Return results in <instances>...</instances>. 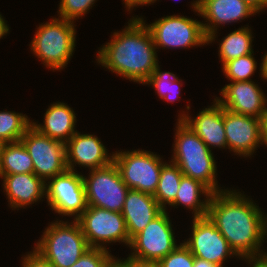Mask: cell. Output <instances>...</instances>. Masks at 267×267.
<instances>
[{
  "label": "cell",
  "mask_w": 267,
  "mask_h": 267,
  "mask_svg": "<svg viewBox=\"0 0 267 267\" xmlns=\"http://www.w3.org/2000/svg\"><path fill=\"white\" fill-rule=\"evenodd\" d=\"M163 164L154 198L165 210L166 204L170 205L176 198L183 173L173 162Z\"/></svg>",
  "instance_id": "cell-25"
},
{
  "label": "cell",
  "mask_w": 267,
  "mask_h": 267,
  "mask_svg": "<svg viewBox=\"0 0 267 267\" xmlns=\"http://www.w3.org/2000/svg\"><path fill=\"white\" fill-rule=\"evenodd\" d=\"M29 119L21 113L0 111V138L7 143L20 141L32 125Z\"/></svg>",
  "instance_id": "cell-26"
},
{
  "label": "cell",
  "mask_w": 267,
  "mask_h": 267,
  "mask_svg": "<svg viewBox=\"0 0 267 267\" xmlns=\"http://www.w3.org/2000/svg\"><path fill=\"white\" fill-rule=\"evenodd\" d=\"M250 5L257 13L267 7V0H243Z\"/></svg>",
  "instance_id": "cell-36"
},
{
  "label": "cell",
  "mask_w": 267,
  "mask_h": 267,
  "mask_svg": "<svg viewBox=\"0 0 267 267\" xmlns=\"http://www.w3.org/2000/svg\"><path fill=\"white\" fill-rule=\"evenodd\" d=\"M67 223H51L34 247L53 267H71L91 248L78 221Z\"/></svg>",
  "instance_id": "cell-4"
},
{
  "label": "cell",
  "mask_w": 267,
  "mask_h": 267,
  "mask_svg": "<svg viewBox=\"0 0 267 267\" xmlns=\"http://www.w3.org/2000/svg\"><path fill=\"white\" fill-rule=\"evenodd\" d=\"M262 64L260 66V71H261V77L264 78L265 80H267V53L264 55L263 59H262Z\"/></svg>",
  "instance_id": "cell-41"
},
{
  "label": "cell",
  "mask_w": 267,
  "mask_h": 267,
  "mask_svg": "<svg viewBox=\"0 0 267 267\" xmlns=\"http://www.w3.org/2000/svg\"><path fill=\"white\" fill-rule=\"evenodd\" d=\"M193 262L194 256L191 251L183 243H180L157 263V267H193Z\"/></svg>",
  "instance_id": "cell-30"
},
{
  "label": "cell",
  "mask_w": 267,
  "mask_h": 267,
  "mask_svg": "<svg viewBox=\"0 0 267 267\" xmlns=\"http://www.w3.org/2000/svg\"><path fill=\"white\" fill-rule=\"evenodd\" d=\"M258 207L236 190L213 193L209 200L207 216L238 257L243 259L264 252L260 248L266 239L265 215Z\"/></svg>",
  "instance_id": "cell-1"
},
{
  "label": "cell",
  "mask_w": 267,
  "mask_h": 267,
  "mask_svg": "<svg viewBox=\"0 0 267 267\" xmlns=\"http://www.w3.org/2000/svg\"><path fill=\"white\" fill-rule=\"evenodd\" d=\"M111 39L98 51V63L123 78L143 84L158 64L154 40L143 18H131L128 26L122 32H114Z\"/></svg>",
  "instance_id": "cell-2"
},
{
  "label": "cell",
  "mask_w": 267,
  "mask_h": 267,
  "mask_svg": "<svg viewBox=\"0 0 267 267\" xmlns=\"http://www.w3.org/2000/svg\"><path fill=\"white\" fill-rule=\"evenodd\" d=\"M130 267H157V264H155V263L138 262V261L132 260L130 258Z\"/></svg>",
  "instance_id": "cell-40"
},
{
  "label": "cell",
  "mask_w": 267,
  "mask_h": 267,
  "mask_svg": "<svg viewBox=\"0 0 267 267\" xmlns=\"http://www.w3.org/2000/svg\"><path fill=\"white\" fill-rule=\"evenodd\" d=\"M146 26L152 34L156 49L188 48L208 44L202 22L191 18L170 15Z\"/></svg>",
  "instance_id": "cell-11"
},
{
  "label": "cell",
  "mask_w": 267,
  "mask_h": 267,
  "mask_svg": "<svg viewBox=\"0 0 267 267\" xmlns=\"http://www.w3.org/2000/svg\"><path fill=\"white\" fill-rule=\"evenodd\" d=\"M224 128L228 149L240 156H251L262 145L260 119L224 108Z\"/></svg>",
  "instance_id": "cell-15"
},
{
  "label": "cell",
  "mask_w": 267,
  "mask_h": 267,
  "mask_svg": "<svg viewBox=\"0 0 267 267\" xmlns=\"http://www.w3.org/2000/svg\"><path fill=\"white\" fill-rule=\"evenodd\" d=\"M177 246L165 209L131 239L129 247L134 252L129 258L138 262L157 264Z\"/></svg>",
  "instance_id": "cell-8"
},
{
  "label": "cell",
  "mask_w": 267,
  "mask_h": 267,
  "mask_svg": "<svg viewBox=\"0 0 267 267\" xmlns=\"http://www.w3.org/2000/svg\"><path fill=\"white\" fill-rule=\"evenodd\" d=\"M252 38L248 27L239 28L224 37L219 44V57L222 65L232 59L254 53Z\"/></svg>",
  "instance_id": "cell-24"
},
{
  "label": "cell",
  "mask_w": 267,
  "mask_h": 267,
  "mask_svg": "<svg viewBox=\"0 0 267 267\" xmlns=\"http://www.w3.org/2000/svg\"><path fill=\"white\" fill-rule=\"evenodd\" d=\"M163 210L153 195L129 189L121 213L125 219L130 240Z\"/></svg>",
  "instance_id": "cell-19"
},
{
  "label": "cell",
  "mask_w": 267,
  "mask_h": 267,
  "mask_svg": "<svg viewBox=\"0 0 267 267\" xmlns=\"http://www.w3.org/2000/svg\"><path fill=\"white\" fill-rule=\"evenodd\" d=\"M215 99L223 108L238 114L260 118L266 110L267 98L253 81L232 82L224 86Z\"/></svg>",
  "instance_id": "cell-16"
},
{
  "label": "cell",
  "mask_w": 267,
  "mask_h": 267,
  "mask_svg": "<svg viewBox=\"0 0 267 267\" xmlns=\"http://www.w3.org/2000/svg\"><path fill=\"white\" fill-rule=\"evenodd\" d=\"M253 53L236 59H232L223 66L225 76L232 82L251 81L250 77L254 75L257 67Z\"/></svg>",
  "instance_id": "cell-28"
},
{
  "label": "cell",
  "mask_w": 267,
  "mask_h": 267,
  "mask_svg": "<svg viewBox=\"0 0 267 267\" xmlns=\"http://www.w3.org/2000/svg\"><path fill=\"white\" fill-rule=\"evenodd\" d=\"M7 142H5L3 139L0 138V160H1V155L3 153V149L5 147Z\"/></svg>",
  "instance_id": "cell-42"
},
{
  "label": "cell",
  "mask_w": 267,
  "mask_h": 267,
  "mask_svg": "<svg viewBox=\"0 0 267 267\" xmlns=\"http://www.w3.org/2000/svg\"><path fill=\"white\" fill-rule=\"evenodd\" d=\"M193 267H221L220 265L200 259L198 257H194Z\"/></svg>",
  "instance_id": "cell-38"
},
{
  "label": "cell",
  "mask_w": 267,
  "mask_h": 267,
  "mask_svg": "<svg viewBox=\"0 0 267 267\" xmlns=\"http://www.w3.org/2000/svg\"><path fill=\"white\" fill-rule=\"evenodd\" d=\"M89 177L83 176L88 206L122 212L129 191L114 162L90 170Z\"/></svg>",
  "instance_id": "cell-7"
},
{
  "label": "cell",
  "mask_w": 267,
  "mask_h": 267,
  "mask_svg": "<svg viewBox=\"0 0 267 267\" xmlns=\"http://www.w3.org/2000/svg\"><path fill=\"white\" fill-rule=\"evenodd\" d=\"M248 260V263L251 265L252 267H267V256L265 255H259L257 256H249V257H245Z\"/></svg>",
  "instance_id": "cell-34"
},
{
  "label": "cell",
  "mask_w": 267,
  "mask_h": 267,
  "mask_svg": "<svg viewBox=\"0 0 267 267\" xmlns=\"http://www.w3.org/2000/svg\"><path fill=\"white\" fill-rule=\"evenodd\" d=\"M214 103L200 111L194 119L184 112L179 120L195 132L209 149L211 146L225 149L228 145L224 128V108L216 99Z\"/></svg>",
  "instance_id": "cell-18"
},
{
  "label": "cell",
  "mask_w": 267,
  "mask_h": 267,
  "mask_svg": "<svg viewBox=\"0 0 267 267\" xmlns=\"http://www.w3.org/2000/svg\"><path fill=\"white\" fill-rule=\"evenodd\" d=\"M22 267H53L51 263L45 259L40 253L35 249L33 252L24 256Z\"/></svg>",
  "instance_id": "cell-32"
},
{
  "label": "cell",
  "mask_w": 267,
  "mask_h": 267,
  "mask_svg": "<svg viewBox=\"0 0 267 267\" xmlns=\"http://www.w3.org/2000/svg\"><path fill=\"white\" fill-rule=\"evenodd\" d=\"M191 236L183 244L194 257L223 267L222 264L228 257L238 256L208 216L193 218Z\"/></svg>",
  "instance_id": "cell-13"
},
{
  "label": "cell",
  "mask_w": 267,
  "mask_h": 267,
  "mask_svg": "<svg viewBox=\"0 0 267 267\" xmlns=\"http://www.w3.org/2000/svg\"><path fill=\"white\" fill-rule=\"evenodd\" d=\"M96 0H61L59 5V17L74 22L85 15Z\"/></svg>",
  "instance_id": "cell-29"
},
{
  "label": "cell",
  "mask_w": 267,
  "mask_h": 267,
  "mask_svg": "<svg viewBox=\"0 0 267 267\" xmlns=\"http://www.w3.org/2000/svg\"><path fill=\"white\" fill-rule=\"evenodd\" d=\"M8 32H9V27L6 24L2 15L0 14V38L8 34Z\"/></svg>",
  "instance_id": "cell-39"
},
{
  "label": "cell",
  "mask_w": 267,
  "mask_h": 267,
  "mask_svg": "<svg viewBox=\"0 0 267 267\" xmlns=\"http://www.w3.org/2000/svg\"><path fill=\"white\" fill-rule=\"evenodd\" d=\"M45 183L48 205L58 214L75 216L77 220L87 209L83 175L66 170Z\"/></svg>",
  "instance_id": "cell-12"
},
{
  "label": "cell",
  "mask_w": 267,
  "mask_h": 267,
  "mask_svg": "<svg viewBox=\"0 0 267 267\" xmlns=\"http://www.w3.org/2000/svg\"><path fill=\"white\" fill-rule=\"evenodd\" d=\"M20 141L33 161L34 174L45 183L50 178L68 170L64 142L42 134L32 125L27 129Z\"/></svg>",
  "instance_id": "cell-9"
},
{
  "label": "cell",
  "mask_w": 267,
  "mask_h": 267,
  "mask_svg": "<svg viewBox=\"0 0 267 267\" xmlns=\"http://www.w3.org/2000/svg\"><path fill=\"white\" fill-rule=\"evenodd\" d=\"M3 187L11 208H21L45 196V182L34 173L3 176Z\"/></svg>",
  "instance_id": "cell-20"
},
{
  "label": "cell",
  "mask_w": 267,
  "mask_h": 267,
  "mask_svg": "<svg viewBox=\"0 0 267 267\" xmlns=\"http://www.w3.org/2000/svg\"><path fill=\"white\" fill-rule=\"evenodd\" d=\"M192 8L207 20L202 23L208 44L215 41L217 25L237 22L257 12L243 0H196Z\"/></svg>",
  "instance_id": "cell-14"
},
{
  "label": "cell",
  "mask_w": 267,
  "mask_h": 267,
  "mask_svg": "<svg viewBox=\"0 0 267 267\" xmlns=\"http://www.w3.org/2000/svg\"><path fill=\"white\" fill-rule=\"evenodd\" d=\"M104 267H130V258L127 257V259L125 260H120V259H116V257L114 258L113 256H111Z\"/></svg>",
  "instance_id": "cell-35"
},
{
  "label": "cell",
  "mask_w": 267,
  "mask_h": 267,
  "mask_svg": "<svg viewBox=\"0 0 267 267\" xmlns=\"http://www.w3.org/2000/svg\"><path fill=\"white\" fill-rule=\"evenodd\" d=\"M66 163L68 170L75 171L74 165L89 167V170L101 168L113 162V154L108 156L101 140L92 134L76 132L66 143Z\"/></svg>",
  "instance_id": "cell-17"
},
{
  "label": "cell",
  "mask_w": 267,
  "mask_h": 267,
  "mask_svg": "<svg viewBox=\"0 0 267 267\" xmlns=\"http://www.w3.org/2000/svg\"><path fill=\"white\" fill-rule=\"evenodd\" d=\"M111 256L108 250L91 247L71 267H104Z\"/></svg>",
  "instance_id": "cell-31"
},
{
  "label": "cell",
  "mask_w": 267,
  "mask_h": 267,
  "mask_svg": "<svg viewBox=\"0 0 267 267\" xmlns=\"http://www.w3.org/2000/svg\"><path fill=\"white\" fill-rule=\"evenodd\" d=\"M180 81L182 80H179L178 77L171 72H161L157 64L152 75L143 84L152 85L160 98L174 102L175 99L179 98L180 86H182Z\"/></svg>",
  "instance_id": "cell-27"
},
{
  "label": "cell",
  "mask_w": 267,
  "mask_h": 267,
  "mask_svg": "<svg viewBox=\"0 0 267 267\" xmlns=\"http://www.w3.org/2000/svg\"><path fill=\"white\" fill-rule=\"evenodd\" d=\"M113 162L129 189L154 195L164 164L158 155L146 150L116 151Z\"/></svg>",
  "instance_id": "cell-6"
},
{
  "label": "cell",
  "mask_w": 267,
  "mask_h": 267,
  "mask_svg": "<svg viewBox=\"0 0 267 267\" xmlns=\"http://www.w3.org/2000/svg\"><path fill=\"white\" fill-rule=\"evenodd\" d=\"M76 116L74 110L65 103L51 104L44 115V125L32 122V126L42 134L66 143L75 131Z\"/></svg>",
  "instance_id": "cell-21"
},
{
  "label": "cell",
  "mask_w": 267,
  "mask_h": 267,
  "mask_svg": "<svg viewBox=\"0 0 267 267\" xmlns=\"http://www.w3.org/2000/svg\"><path fill=\"white\" fill-rule=\"evenodd\" d=\"M74 26V22L58 17L37 28L30 47L47 68L60 70L68 64L75 49Z\"/></svg>",
  "instance_id": "cell-5"
},
{
  "label": "cell",
  "mask_w": 267,
  "mask_h": 267,
  "mask_svg": "<svg viewBox=\"0 0 267 267\" xmlns=\"http://www.w3.org/2000/svg\"><path fill=\"white\" fill-rule=\"evenodd\" d=\"M77 221L90 247L107 250L105 243L120 241L130 245L131 240L121 212L87 206Z\"/></svg>",
  "instance_id": "cell-10"
},
{
  "label": "cell",
  "mask_w": 267,
  "mask_h": 267,
  "mask_svg": "<svg viewBox=\"0 0 267 267\" xmlns=\"http://www.w3.org/2000/svg\"><path fill=\"white\" fill-rule=\"evenodd\" d=\"M176 128L171 162L180 168L184 176L200 181L212 193L224 191L218 188L217 167L212 151L179 119Z\"/></svg>",
  "instance_id": "cell-3"
},
{
  "label": "cell",
  "mask_w": 267,
  "mask_h": 267,
  "mask_svg": "<svg viewBox=\"0 0 267 267\" xmlns=\"http://www.w3.org/2000/svg\"><path fill=\"white\" fill-rule=\"evenodd\" d=\"M34 173L33 161L21 141L6 143L0 160V177Z\"/></svg>",
  "instance_id": "cell-23"
},
{
  "label": "cell",
  "mask_w": 267,
  "mask_h": 267,
  "mask_svg": "<svg viewBox=\"0 0 267 267\" xmlns=\"http://www.w3.org/2000/svg\"><path fill=\"white\" fill-rule=\"evenodd\" d=\"M264 235L267 236V216H265V230H264ZM262 255L267 256V253L263 252Z\"/></svg>",
  "instance_id": "cell-43"
},
{
  "label": "cell",
  "mask_w": 267,
  "mask_h": 267,
  "mask_svg": "<svg viewBox=\"0 0 267 267\" xmlns=\"http://www.w3.org/2000/svg\"><path fill=\"white\" fill-rule=\"evenodd\" d=\"M123 1L125 2V6L128 9V11L131 10V8H134V6L154 3V0H123Z\"/></svg>",
  "instance_id": "cell-37"
},
{
  "label": "cell",
  "mask_w": 267,
  "mask_h": 267,
  "mask_svg": "<svg viewBox=\"0 0 267 267\" xmlns=\"http://www.w3.org/2000/svg\"><path fill=\"white\" fill-rule=\"evenodd\" d=\"M201 194H204L207 199L205 198V200L203 199L201 201ZM212 194L213 193L200 181L183 175L176 198L170 206L181 204L193 210L194 218L205 217L208 213L209 200Z\"/></svg>",
  "instance_id": "cell-22"
},
{
  "label": "cell",
  "mask_w": 267,
  "mask_h": 267,
  "mask_svg": "<svg viewBox=\"0 0 267 267\" xmlns=\"http://www.w3.org/2000/svg\"><path fill=\"white\" fill-rule=\"evenodd\" d=\"M261 140L267 146V108L260 116Z\"/></svg>",
  "instance_id": "cell-33"
}]
</instances>
